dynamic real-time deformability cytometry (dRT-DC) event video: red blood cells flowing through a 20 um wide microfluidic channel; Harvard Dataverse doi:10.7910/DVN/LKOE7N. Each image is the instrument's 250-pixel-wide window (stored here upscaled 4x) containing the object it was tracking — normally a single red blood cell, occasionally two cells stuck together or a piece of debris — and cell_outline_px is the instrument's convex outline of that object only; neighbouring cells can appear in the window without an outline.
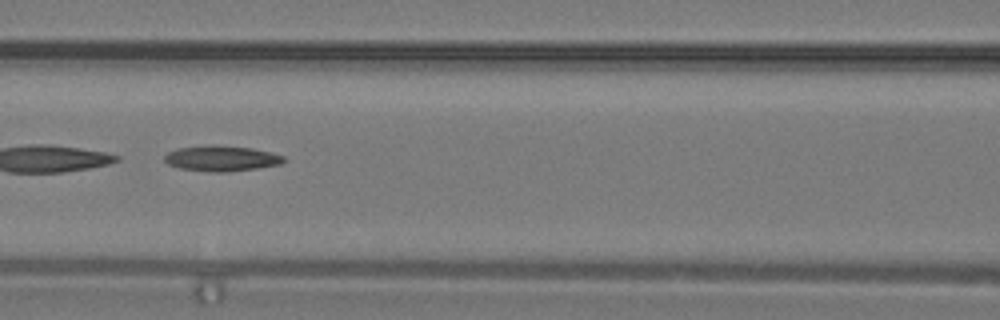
{"species": "common noctule bat (a hibernating species)", "species_latin": "Nyctalus noctula", "temperature_condition": "warm", "stored_images_in_passage": 35, "camera_frame_rate_fps": 3000, "um_per_image_px": 0.085, "animal": {"sex": "male", "body_mass_g": 19.2, "forearm_length_mm": 51.8}, "frame": {"image": 1, "passage_image": 16, "time_ms": 5.0, "image_size_px": [1000, 320], "cell_outline_px": [[284, 160], [280, 164], [256, 168], [224, 172], [212, 172], [180, 168], [168, 164], [164, 160], [164, 156], [168, 152], [176, 148], [252, 148], [284, 156]], "centroid_in_image_um": [18.81, 13.52], "position_along_channel_um": 147.8, "area_um2": 16.53}}
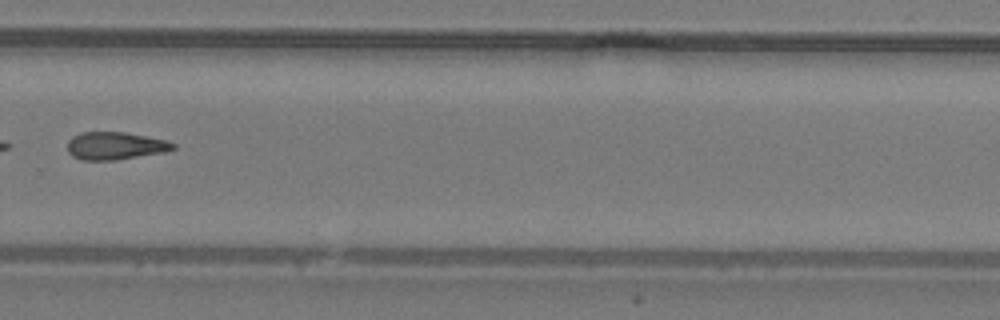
{"frame": {"image": 2, "passage_image": 25, "time_ms": 8.0, "image_size_px": [1000, 320], "cell_outline_px": [[176, 148], [168, 152], [116, 160], [80, 160], [72, 156], [68, 152], [68, 140], [72, 136], [80, 132], [124, 132], [164, 140], [176, 144]], "centroid_in_image_um": [9.78, 12.4], "position_along_channel_um": 320.0, "area_um2": 17.17}}